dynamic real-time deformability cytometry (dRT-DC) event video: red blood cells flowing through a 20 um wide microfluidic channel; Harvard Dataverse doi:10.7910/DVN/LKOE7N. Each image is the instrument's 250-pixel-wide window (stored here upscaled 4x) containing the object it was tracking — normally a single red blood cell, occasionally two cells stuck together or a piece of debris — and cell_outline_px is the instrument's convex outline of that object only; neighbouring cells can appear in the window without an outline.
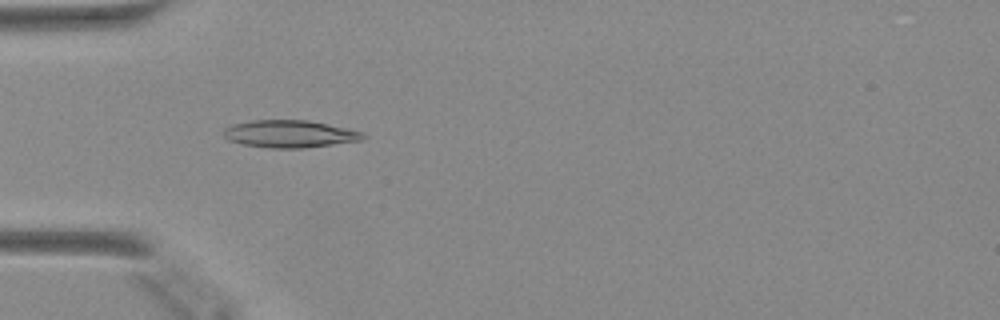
{"species": "Egyptian fruit bat (a non-hibernating species)", "species_latin": "Rousettus aegyptiacus", "temperature_condition": "warm", "stored_images_in_passage": 34, "camera_frame_rate_fps": 3000, "um_per_image_px": 0.085, "animal": {"sex": "female"}, "frame": {"image": 1, "passage_image": 1, "time_ms": 0.0, "image_size_px": [1000, 320], "cell_outline_px": [[368, 136], [360, 140], [304, 148], [272, 148], [244, 144], [228, 140], [224, 136], [224, 128], [232, 124], [252, 120], [308, 120], [344, 128], [360, 132]], "centroid_in_image_um": [24.58, 11.38], "position_along_channel_um": 60.4, "area_um2": 21.91}}
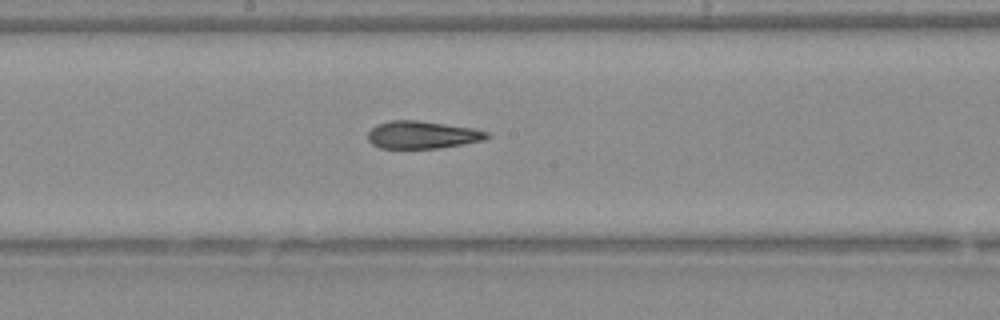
{"frame": {"image": 2, "passage_image": 12, "time_ms": 3.667, "image_size_px": [1000, 320], "cell_outline_px": [[492, 136], [484, 140], [436, 148], [380, 148], [372, 144], [368, 140], [368, 132], [376, 124], [392, 120], [420, 120], [472, 128], [488, 132]], "centroid_in_image_um": [35.88, 11.45], "position_along_channel_um": 212.3, "area_um2": 19.07}}
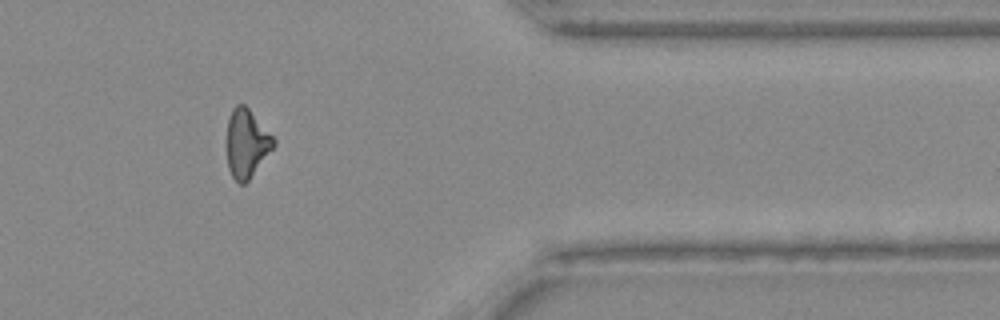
{"frame": {"image": 3, "passage_image": 26, "time_ms": 8.333, "image_size_px": [1000, 320], "cell_outline_px": [[276, 144], [248, 180], [244, 184], [240, 184], [232, 176], [228, 168], [228, 120], [232, 108], [236, 104], [244, 104], [248, 108], [276, 140]], "centroid_in_image_um": [20.97, 12.18], "position_along_channel_um": 390.4, "area_um2": 18.21}}